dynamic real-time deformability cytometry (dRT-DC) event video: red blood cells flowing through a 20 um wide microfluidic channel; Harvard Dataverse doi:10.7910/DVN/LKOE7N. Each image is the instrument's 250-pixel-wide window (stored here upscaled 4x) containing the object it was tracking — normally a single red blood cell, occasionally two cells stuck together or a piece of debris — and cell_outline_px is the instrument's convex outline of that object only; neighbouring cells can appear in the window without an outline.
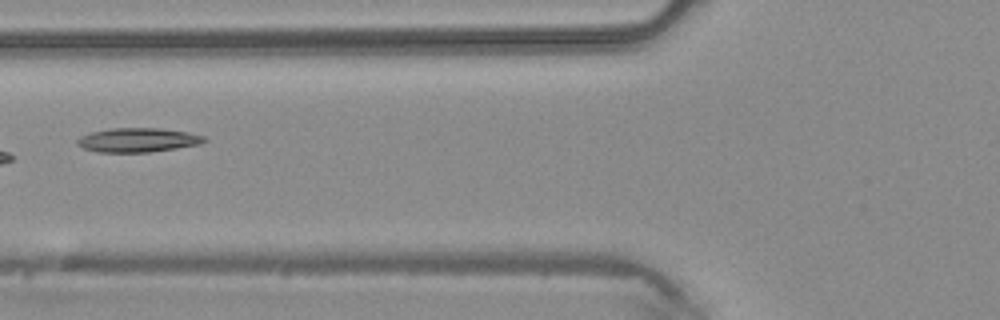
{"species": "common noctule bat (a hibernating species)", "species_latin": "Nyctalus noctula", "temperature_condition": "warm", "stored_images_in_passage": 6, "camera_frame_rate_fps": 3000, "um_per_image_px": 0.085, "animal": {"sex": "male", "body_mass_g": 20.4}, "frame": {"image": 1, "passage_image": 6, "time_ms": 1.667, "image_size_px": [1000, 320], "cell_outline_px": [[208, 140], [200, 144], [176, 148], [148, 152], [100, 152], [84, 148], [76, 144], [76, 140], [80, 136], [92, 132], [112, 128], [160, 128], [188, 132], [204, 136]], "centroid_in_image_um": [11.72, 11.9], "position_along_channel_um": 114.1, "area_um2": 17.8}}